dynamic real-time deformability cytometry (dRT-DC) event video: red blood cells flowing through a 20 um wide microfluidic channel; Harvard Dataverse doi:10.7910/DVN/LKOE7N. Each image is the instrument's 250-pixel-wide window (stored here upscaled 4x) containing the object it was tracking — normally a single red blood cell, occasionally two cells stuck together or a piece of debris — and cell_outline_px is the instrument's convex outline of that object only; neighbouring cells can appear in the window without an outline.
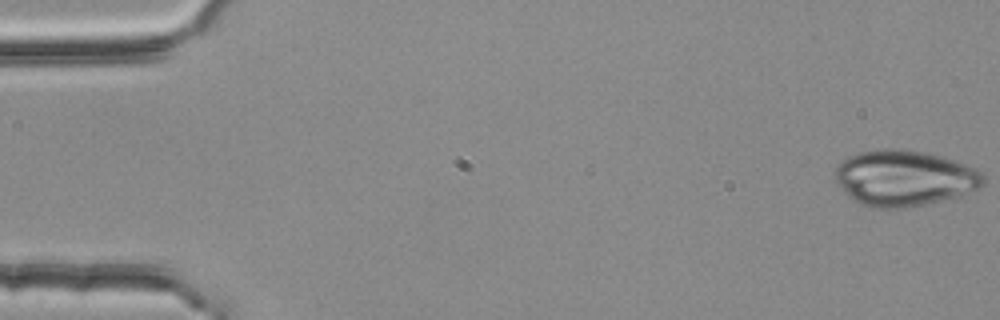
{"species": "common noctule bat (a hibernating species)", "species_latin": "Nyctalus noctula", "temperature_condition": "room temperature", "stored_images_in_passage": 54, "camera_frame_rate_fps": 3000, "um_per_image_px": 0.085, "animal": {"sex": "female", "body_mass_g": 25.1}, "frame": {"image": 1, "passage_image": 1, "time_ms": 0.0, "image_size_px": [1000, 320], "cell_outline_px": [[984, 184], [980, 188], [960, 196], [924, 204], [904, 208], [876, 208], [860, 204], [852, 200], [844, 192], [836, 180], [832, 172], [836, 164], [848, 156], [860, 152], [888, 148], [900, 148], [928, 152], [944, 156], [976, 168], [984, 176]], "centroid_in_image_um": [76.85, 15.12], "position_along_channel_um": 8.2, "area_um2": 48.84}}
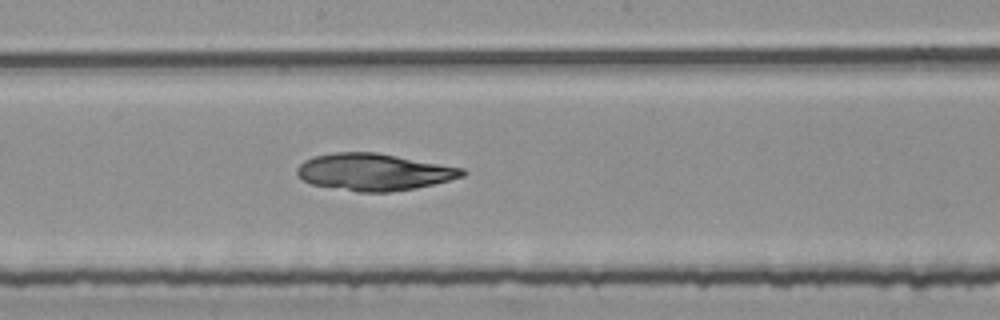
{"frame": {"image": 2, "passage_image": 29, "time_ms": 9.333, "image_size_px": [1000, 320], "cell_outline_px": [[468, 172], [464, 176], [416, 188], [388, 192], [356, 192], [312, 184], [304, 180], [296, 172], [296, 168], [304, 160], [316, 156], [336, 152], [376, 152], [464, 168]], "centroid_in_image_um": [31.79, 14.62], "position_along_channel_um": 216.4, "area_um2": 35.43}}
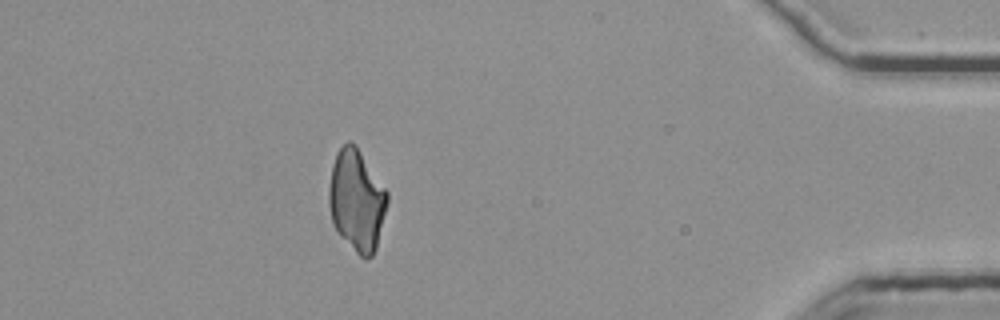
{"frame": {"image": 3, "passage_image": 48, "time_ms": 15.667, "image_size_px": [1000, 320], "cell_outline_px": [[388, 204], [376, 248], [372, 256], [368, 260], [364, 260], [340, 236], [332, 224], [328, 204], [328, 188], [332, 164], [336, 152], [348, 140], [352, 140], [356, 144], [388, 192]], "centroid_in_image_um": [30.31, 17.02], "position_along_channel_um": 404.9, "area_um2": 35.03}}